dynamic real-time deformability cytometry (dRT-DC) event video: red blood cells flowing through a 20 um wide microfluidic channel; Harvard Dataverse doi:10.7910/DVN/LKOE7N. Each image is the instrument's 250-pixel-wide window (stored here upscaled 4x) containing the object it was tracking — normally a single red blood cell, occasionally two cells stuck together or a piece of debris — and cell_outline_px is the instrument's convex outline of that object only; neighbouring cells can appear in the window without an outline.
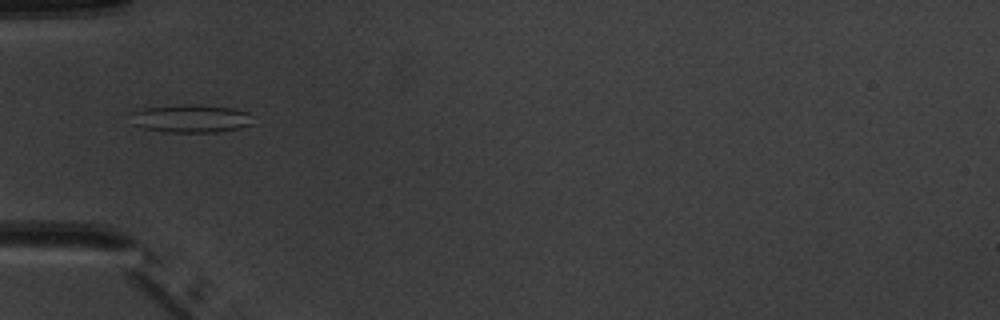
{"species": "common noctule bat (a hibernating species)", "species_latin": "Nyctalus noctula", "temperature_condition": "warm", "stored_images_in_passage": 8, "camera_frame_rate_fps": 3000, "um_per_image_px": 0.085, "animal": {"sex": "male", "body_mass_g": 20.1, "forearm_length_mm": 53.5}, "frame": {"image": 1, "passage_image": 5, "time_ms": 4.667, "image_size_px": [1000, 320], "cell_outline_px": [[252, 124], [240, 128], [216, 132], [164, 132], [144, 128], [132, 124], [132, 112], [144, 108], [184, 104], [196, 104], [232, 108], [248, 112]], "centroid_in_image_um": [16.21, 10.07], "position_along_channel_um": 68.8, "area_um2": 19.88}}
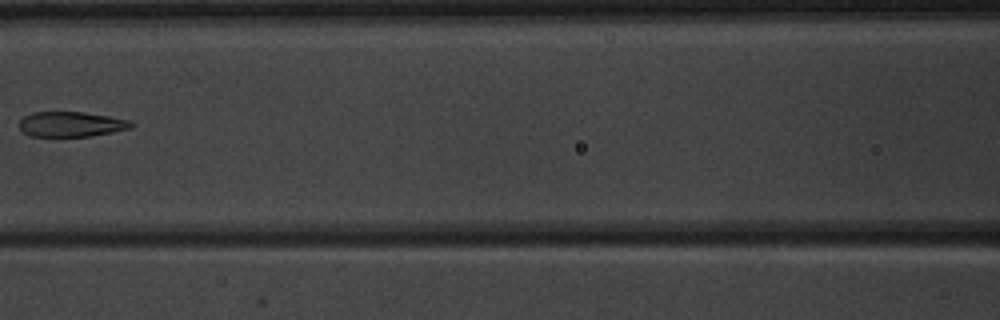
{"frame": {"image": 2, "passage_image": 7, "time_ms": 7.0, "image_size_px": [1000, 320], "cell_outline_px": [[136, 124], [132, 128], [112, 132], [88, 136], [32, 136], [24, 132], [20, 128], [20, 120], [24, 116], [32, 112], [84, 112], [132, 120]], "centroid_in_image_um": [6.1, 10.55], "position_along_channel_um": 160.5, "area_um2": 16.36}}
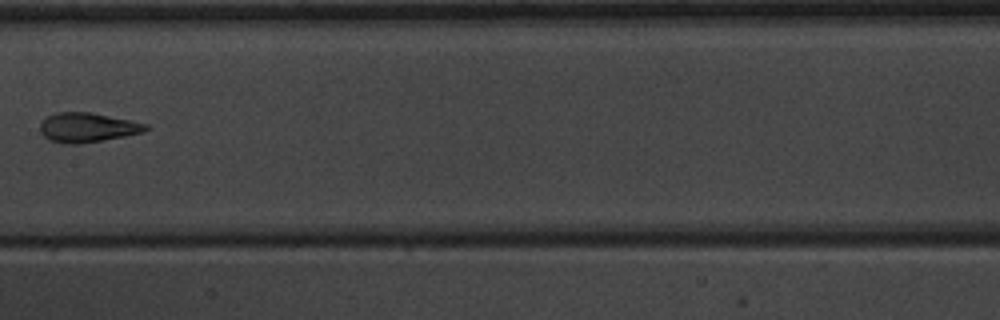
{"frame": {"image": 3, "passage_image": 8, "time_ms": 8.0, "image_size_px": [1000, 320], "cell_outline_px": [[148, 128], [144, 132], [124, 136], [80, 144], [64, 144], [48, 140], [40, 132], [40, 124], [48, 116], [56, 112], [92, 112], [148, 124]], "centroid_in_image_um": [7.41, 10.84], "position_along_channel_um": 200.0, "area_um2": 18.15}}